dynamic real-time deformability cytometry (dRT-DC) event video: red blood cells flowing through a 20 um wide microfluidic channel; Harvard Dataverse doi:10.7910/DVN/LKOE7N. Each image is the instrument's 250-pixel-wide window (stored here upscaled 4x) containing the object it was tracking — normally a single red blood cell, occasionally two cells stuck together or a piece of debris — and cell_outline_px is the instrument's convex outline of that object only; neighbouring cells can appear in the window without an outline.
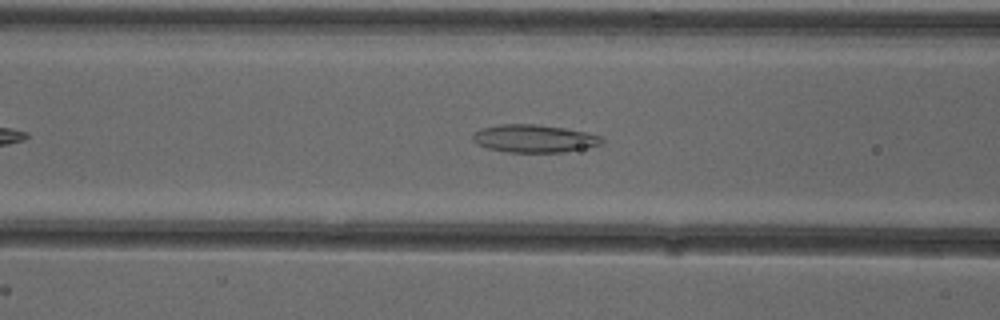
{"species": "common noctule bat (a hibernating species)", "species_latin": "Nyctalus noctula", "temperature_condition": "cold", "stored_images_in_passage": 41, "camera_frame_rate_fps": 3000, "um_per_image_px": 0.085, "animal": {"sex": "female"}, "frame": {"image": 1, "passage_image": 11, "time_ms": 3.333, "image_size_px": [1000, 320], "cell_outline_px": [[604, 140], [600, 144], [564, 152], [504, 152], [488, 148], [476, 144], [472, 140], [472, 136], [480, 128], [500, 124], [536, 124], [564, 128], [584, 132], [600, 136]], "centroid_in_image_um": [45.34, 11.77], "position_along_channel_um": 121.3, "area_um2": 20.75}}
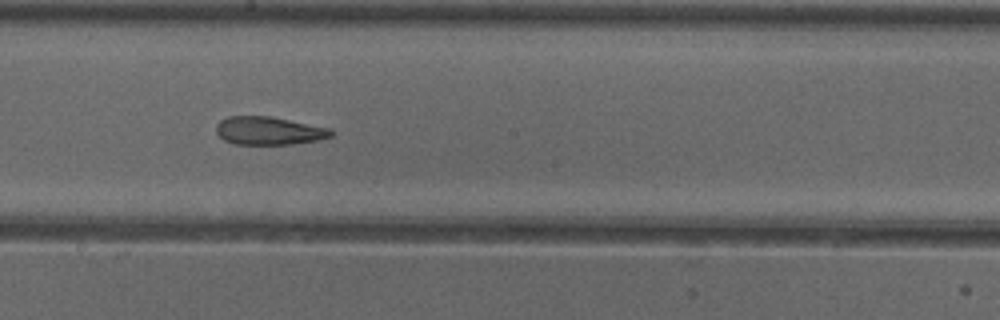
{"frame": {"image": 2, "passage_image": 19, "time_ms": 6.0, "image_size_px": [1000, 320], "cell_outline_px": [[332, 136], [320, 140], [292, 144], [236, 144], [224, 140], [216, 132], [216, 124], [220, 120], [228, 116], [268, 116], [332, 128]], "centroid_in_image_um": [22.86, 11.11], "position_along_channel_um": 225.3, "area_um2": 18.84}}
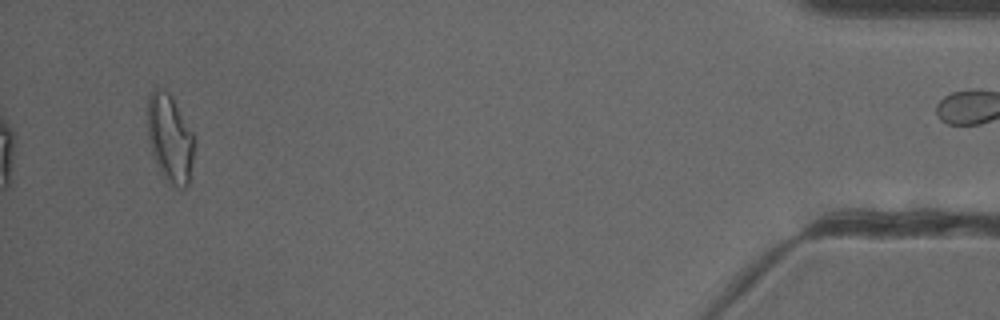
{"frame": {"image": 3, "passage_image": 40, "time_ms": 13.0, "image_size_px": [1000, 320], "cell_outline_px": [[192, 160], [188, 184], [184, 188], [176, 188], [168, 184], [156, 164], [152, 152], [148, 136], [148, 96], [152, 88], [164, 88], [172, 96], [192, 132]], "centroid_in_image_um": [14.41, 11.75], "position_along_channel_um": 420.8, "area_um2": 23.7}}